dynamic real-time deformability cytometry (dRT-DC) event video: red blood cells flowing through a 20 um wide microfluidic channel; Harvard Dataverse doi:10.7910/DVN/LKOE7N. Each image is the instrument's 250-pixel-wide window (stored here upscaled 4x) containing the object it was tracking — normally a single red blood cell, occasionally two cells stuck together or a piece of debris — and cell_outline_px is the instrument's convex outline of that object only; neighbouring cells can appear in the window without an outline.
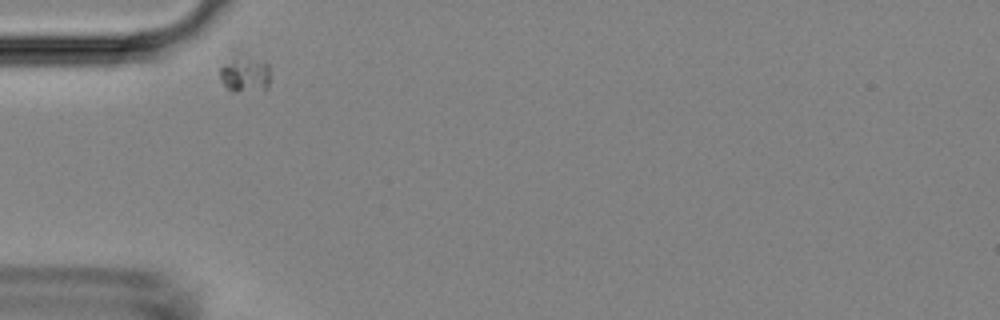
{"species": "Egyptian fruit bat (a non-hibernating species)", "species_latin": "Rousettus aegyptiacus", "temperature_condition": "room temperature", "stored_images_in_passage": 2, "camera_frame_rate_fps": 3000, "um_per_image_px": 0.085, "animal": {"sex": "female"}, "frame": {"image": 1, "passage_image": 1, "time_ms": 0.0, "image_size_px": [1000, 320], "cell_outline_px": [[268, 88], [236, 92], [232, 92], [220, 80], [220, 68], [232, 52], [236, 48], [240, 48], [264, 60], [268, 64]], "centroid_in_image_um": [20.77, 6.11], "position_along_channel_um": 64.2, "area_um2": 11.73}}
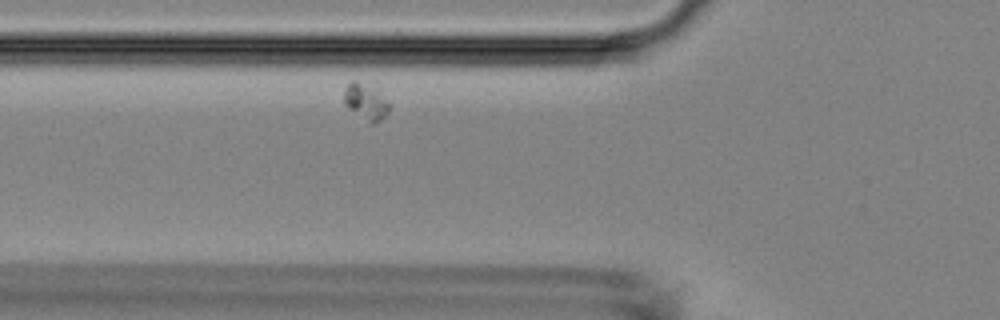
{"frame": {"image": 2, "passage_image": 2, "time_ms": 1.0, "image_size_px": [1000, 320], "cell_outline_px": [[392, 104], [388, 112], [376, 124], [368, 124], [348, 108], [344, 104], [344, 88], [352, 80], [376, 80]], "centroid_in_image_um": [31.18, 8.53], "position_along_channel_um": 94.6, "area_um2": 10.98}}